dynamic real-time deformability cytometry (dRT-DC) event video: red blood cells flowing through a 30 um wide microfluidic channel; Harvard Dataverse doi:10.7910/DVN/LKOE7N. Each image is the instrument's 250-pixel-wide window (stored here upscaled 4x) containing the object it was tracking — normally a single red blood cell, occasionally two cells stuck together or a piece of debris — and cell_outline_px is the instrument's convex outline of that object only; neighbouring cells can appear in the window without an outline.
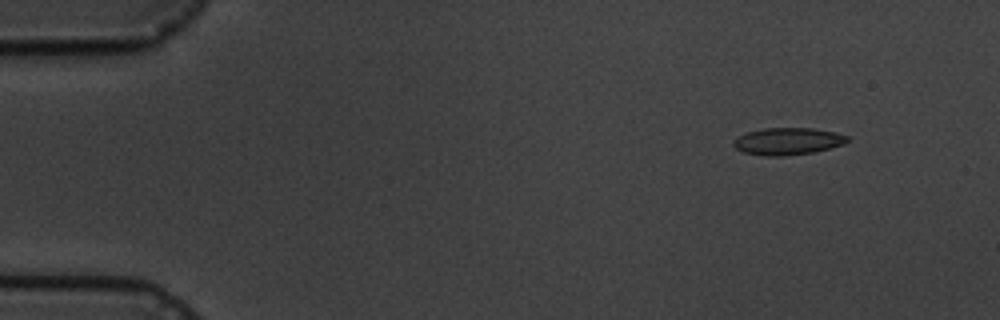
{"species": "common noctule bat (a hibernating species)", "species_latin": "Nyctalus noctula", "temperature_condition": "cold", "stored_images_in_passage": 6, "camera_frame_rate_fps": 3000, "um_per_image_px": 0.085, "animal": {"sex": "male", "body_mass_g": 19.5, "forearm_length_mm": 54.6}, "frame": {"image": 1, "passage_image": 2, "time_ms": 1.333, "image_size_px": [1000, 320], "cell_outline_px": [[848, 140], [844, 144], [812, 152], [784, 156], [764, 156], [744, 152], [736, 148], [732, 144], [732, 140], [736, 136], [748, 132], [764, 128], [812, 128], [836, 132], [848, 136]], "centroid_in_image_um": [66.92, 12.0], "position_along_channel_um": 18.1, "area_um2": 17.98}}
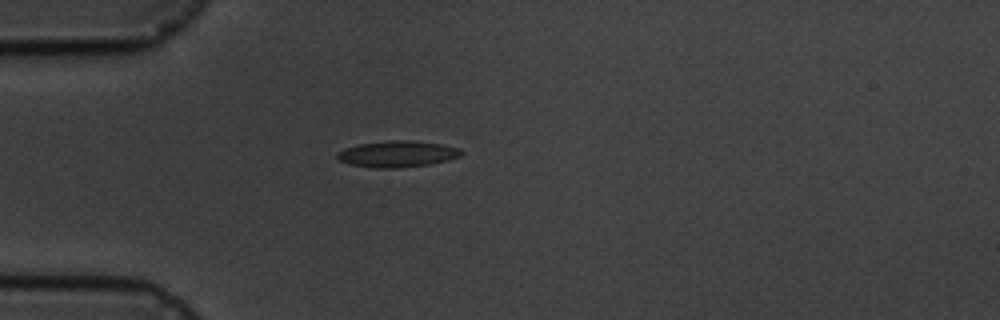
{"frame": {"image": 2, "passage_image": 5, "time_ms": 4.667, "image_size_px": [1000, 320], "cell_outline_px": [[464, 152], [460, 156], [448, 160], [428, 164], [400, 168], [372, 168], [348, 164], [340, 160], [336, 156], [336, 152], [344, 148], [360, 144], [392, 140], [408, 140], [440, 144], [460, 148]], "centroid_in_image_um": [33.76, 13.09], "position_along_channel_um": 51.2, "area_um2": 19.02}}